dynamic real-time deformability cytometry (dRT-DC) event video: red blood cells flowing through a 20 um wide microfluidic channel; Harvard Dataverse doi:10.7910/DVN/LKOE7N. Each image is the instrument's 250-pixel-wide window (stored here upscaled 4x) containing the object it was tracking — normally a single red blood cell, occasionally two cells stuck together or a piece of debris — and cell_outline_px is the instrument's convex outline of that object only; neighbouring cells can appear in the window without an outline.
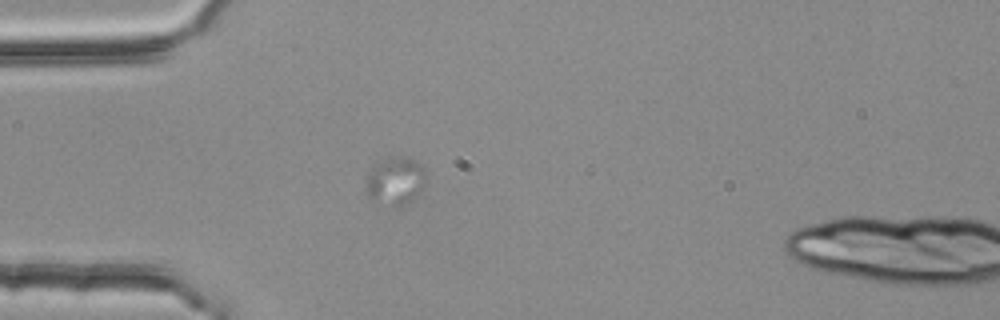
{"species": "common noctule bat (a hibernating species)", "species_latin": "Nyctalus noctula", "temperature_condition": "room temperature", "stored_images_in_passage": 6, "camera_frame_rate_fps": 3000, "um_per_image_px": 0.085, "animal": {"sex": "female", "body_mass_g": 25.1}, "frame": {"image": 1, "passage_image": 5, "time_ms": 1.333, "image_size_px": [1000, 320], "cell_outline_px": [[428, 184], [404, 208], [380, 208], [372, 204], [364, 196], [364, 180], [368, 172], [376, 164], [388, 156], [408, 156], [416, 160], [424, 168], [428, 176]], "centroid_in_image_um": [33.56, 15.48], "position_along_channel_um": 51.4, "area_um2": 18.73}}